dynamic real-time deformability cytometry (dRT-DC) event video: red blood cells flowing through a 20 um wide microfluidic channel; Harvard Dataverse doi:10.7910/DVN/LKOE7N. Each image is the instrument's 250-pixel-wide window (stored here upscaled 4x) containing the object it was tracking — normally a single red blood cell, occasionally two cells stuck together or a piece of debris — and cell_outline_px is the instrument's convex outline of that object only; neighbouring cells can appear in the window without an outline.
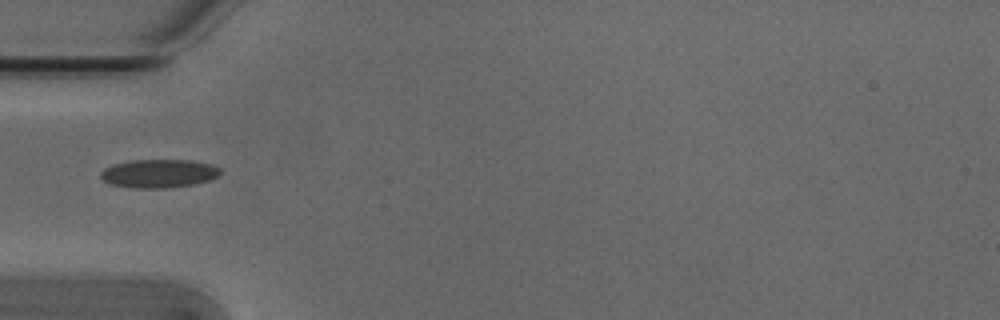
{"species": "Egyptian fruit bat (a non-hibernating species)", "species_latin": "Rousettus aegyptiacus", "temperature_condition": "cold", "stored_images_in_passage": 26, "camera_frame_rate_fps": 3000, "um_per_image_px": 0.085, "animal": {"sex": "male"}, "frame": {"image": 1, "passage_image": 1, "time_ms": 0.0, "image_size_px": [1000, 320], "cell_outline_px": [[220, 172], [216, 176], [208, 180], [196, 184], [168, 188], [132, 188], [112, 184], [104, 180], [100, 176], [100, 172], [104, 168], [112, 164], [128, 160], [192, 160], [212, 164], [220, 168]], "centroid_in_image_um": [13.48, 14.74], "position_along_channel_um": 71.5, "area_um2": 19.94}}
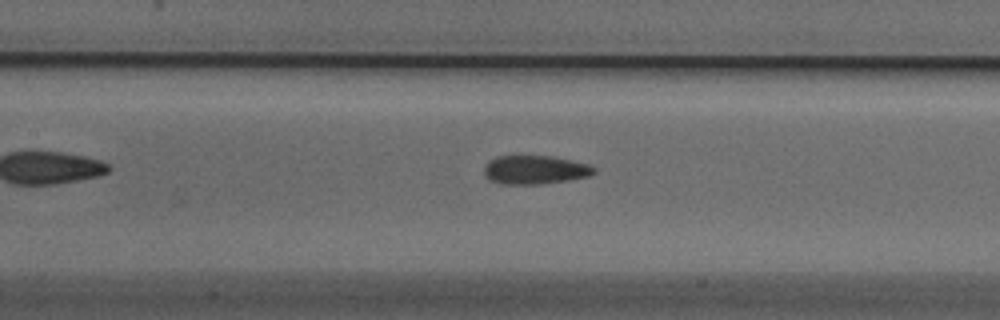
{"frame": {"image": 2, "passage_image": 8, "time_ms": 2.333, "image_size_px": [1000, 320], "cell_outline_px": [[596, 172], [588, 176], [568, 180], [544, 184], [500, 184], [488, 180], [484, 176], [484, 164], [488, 160], [496, 156], [552, 156], [588, 164], [596, 168]], "centroid_in_image_um": [45.42, 14.44], "position_along_channel_um": 162.0, "area_um2": 18.61}}
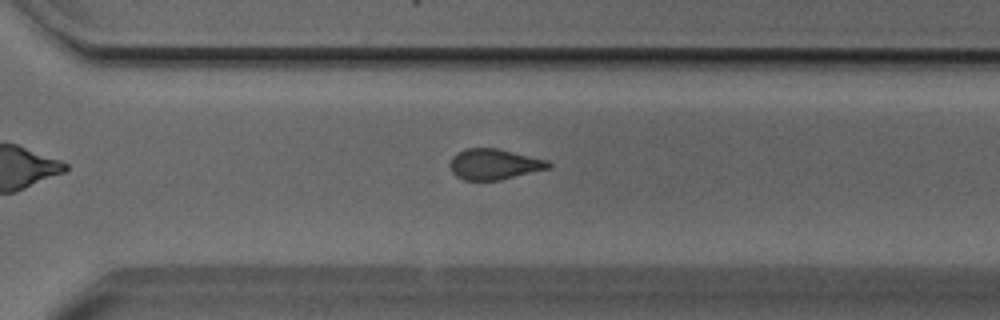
{"frame": {"image": 3, "passage_image": 21, "time_ms": 6.667, "image_size_px": [1000, 320], "cell_outline_px": [[552, 168], [500, 180], [464, 180], [456, 176], [452, 172], [448, 164], [452, 156], [456, 152], [464, 148], [496, 148], [548, 160], [552, 164]], "centroid_in_image_um": [41.99, 13.96], "position_along_channel_um": 328.6, "area_um2": 17.86}, "authors_computed_cell_mechanics": {"area_um2": 18.6694, "velocity_mm_per_s": 3.862, "shape_relaxation_time_tau1_ms": 4.3365, "shape_relaxation_time_tau2_ms": 2.938, "deformation_change_tau1": 0.0977, "deformation_change_tau2": 0.0824}}